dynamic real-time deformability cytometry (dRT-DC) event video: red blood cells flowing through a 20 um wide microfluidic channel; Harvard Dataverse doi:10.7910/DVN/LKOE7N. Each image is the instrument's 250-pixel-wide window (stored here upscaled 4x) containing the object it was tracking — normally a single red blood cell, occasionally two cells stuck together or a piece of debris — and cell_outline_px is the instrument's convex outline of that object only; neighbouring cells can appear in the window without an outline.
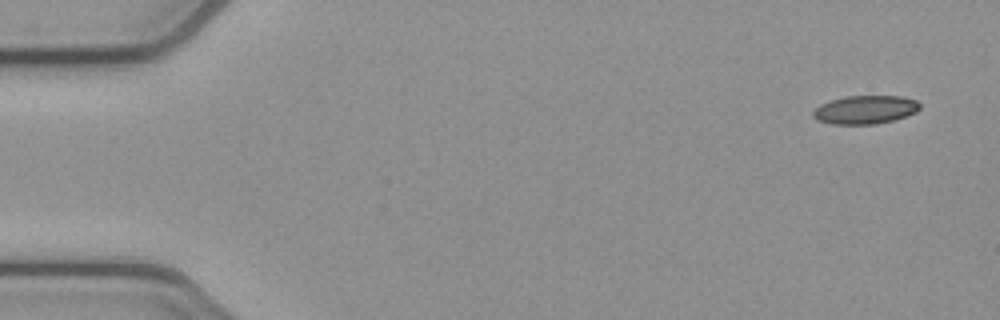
{"species": "common noctule bat (a hibernating species)", "species_latin": "Nyctalus noctula", "temperature_condition": "cold", "stored_images_in_passage": 5, "camera_frame_rate_fps": 3000, "um_per_image_px": 0.085, "animal": {"sex": "female", "body_mass_g": 21.9}, "frame": {"image": 1, "passage_image": 1, "time_ms": 0.0, "image_size_px": [1000, 320], "cell_outline_px": [[920, 108], [916, 112], [892, 120], [872, 124], [832, 124], [816, 120], [812, 116], [812, 112], [820, 104], [832, 100], [848, 96], [900, 96], [916, 100], [920, 104]], "centroid_in_image_um": [73.52, 9.32], "position_along_channel_um": 11.5, "area_um2": 17.51}}